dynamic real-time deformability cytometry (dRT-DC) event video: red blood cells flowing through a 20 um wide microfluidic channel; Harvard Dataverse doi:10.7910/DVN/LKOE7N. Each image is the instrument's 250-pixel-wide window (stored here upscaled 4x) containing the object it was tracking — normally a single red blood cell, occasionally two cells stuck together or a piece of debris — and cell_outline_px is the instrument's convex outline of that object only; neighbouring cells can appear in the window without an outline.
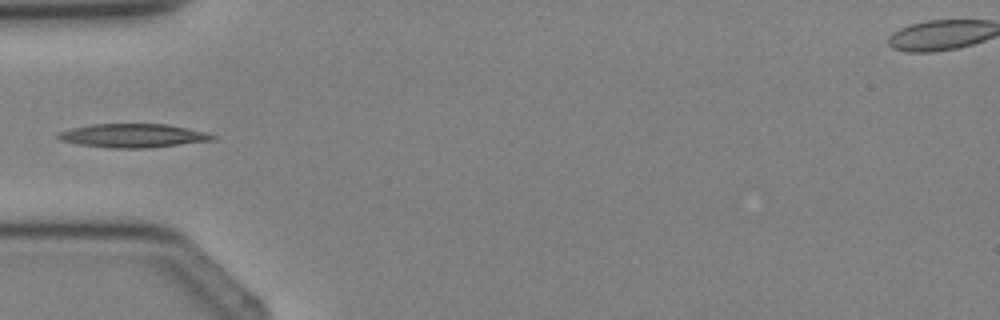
{"species": "Egyptian fruit bat (a non-hibernating species)", "species_latin": "Rousettus aegyptiacus", "temperature_condition": "cold", "stored_images_in_passage": 3, "camera_frame_rate_fps": 3000, "um_per_image_px": 0.085, "animal": {"sex": "female"}, "frame": {"image": 1, "passage_image": 3, "time_ms": 3.333, "image_size_px": [1000, 320], "cell_outline_px": [[216, 140], [148, 148], [112, 148], [80, 144], [60, 140], [56, 136], [56, 132], [72, 128], [92, 124], [168, 124], [208, 132], [216, 136]], "centroid_in_image_um": [11.34, 11.52], "position_along_channel_um": 73.7, "area_um2": 21.44}}